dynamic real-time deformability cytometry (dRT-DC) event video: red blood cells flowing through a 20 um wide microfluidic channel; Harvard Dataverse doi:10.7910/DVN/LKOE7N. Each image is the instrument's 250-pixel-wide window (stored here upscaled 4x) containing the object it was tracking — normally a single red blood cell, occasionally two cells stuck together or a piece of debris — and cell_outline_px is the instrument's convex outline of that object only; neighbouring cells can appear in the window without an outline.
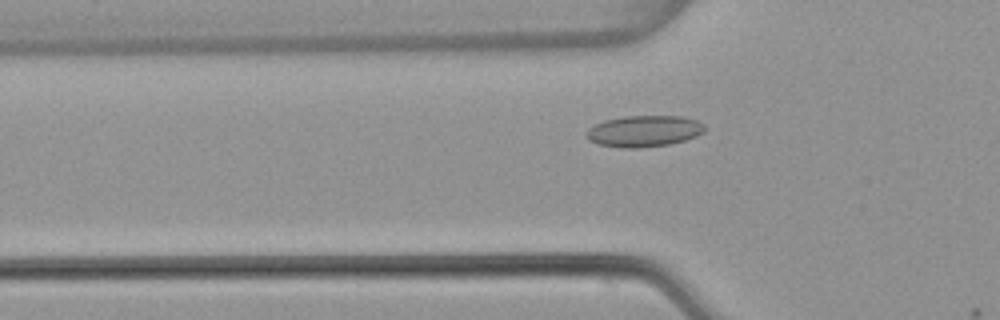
{"species": "common noctule bat (a hibernating species)", "species_latin": "Nyctalus noctula", "temperature_condition": "warm", "stored_images_in_passage": 17, "camera_frame_rate_fps": 3000, "um_per_image_px": 0.085, "animal": {"sex": "female", "body_mass_g": 22.7, "forearm_length_mm": 54.2}, "frame": {"image": 1, "passage_image": 16, "time_ms": 5.0, "image_size_px": [1000, 320], "cell_outline_px": [[708, 128], [704, 132], [696, 136], [684, 140], [668, 144], [640, 148], [620, 148], [600, 144], [588, 140], [584, 136], [584, 132], [588, 128], [604, 120], [624, 116], [680, 116], [696, 120], [704, 124]], "centroid_in_image_um": [54.72, 11.14], "position_along_channel_um": 71.1, "area_um2": 21.79}}